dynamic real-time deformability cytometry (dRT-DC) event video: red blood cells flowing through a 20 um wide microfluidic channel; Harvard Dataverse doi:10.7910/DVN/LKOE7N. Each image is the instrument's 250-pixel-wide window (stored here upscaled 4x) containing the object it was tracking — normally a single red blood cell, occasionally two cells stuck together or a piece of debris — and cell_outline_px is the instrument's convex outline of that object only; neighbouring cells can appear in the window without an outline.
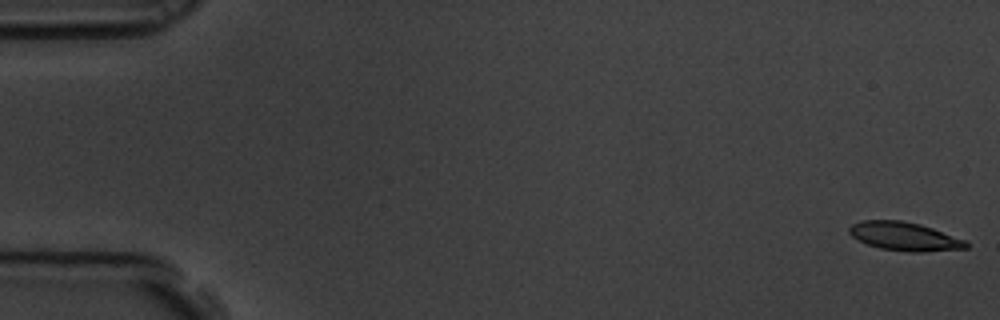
{"species": "common noctule bat (a hibernating species)", "species_latin": "Nyctalus noctula", "temperature_condition": "room temperature", "stored_images_in_passage": 18, "camera_frame_rate_fps": 3000, "um_per_image_px": 0.085, "animal": {"sex": "male", "body_mass_g": 19.5, "forearm_length_mm": 54.6}, "frame": {"image": 1, "passage_image": 1, "time_ms": 0.0, "image_size_px": [1000, 320], "cell_outline_px": [[968, 248], [920, 252], [908, 252], [880, 248], [868, 244], [852, 236], [848, 232], [848, 228], [852, 224], [860, 220], [900, 220], [920, 224], [968, 240]], "centroid_in_image_um": [76.9, 20.09], "position_along_channel_um": 8.1, "area_um2": 19.48}}
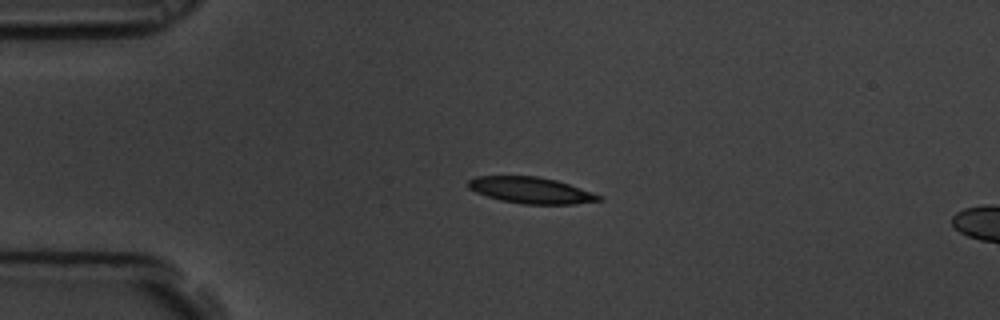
{"frame": {"image": 2, "passage_image": 14, "time_ms": 4.333, "image_size_px": [1000, 320], "cell_outline_px": [[604, 200], [572, 204], [524, 204], [500, 200], [476, 192], [468, 188], [468, 180], [476, 176], [536, 176], [556, 180], [604, 196]], "centroid_in_image_um": [45.15, 16.17], "position_along_channel_um": 39.9, "area_um2": 19.94}}